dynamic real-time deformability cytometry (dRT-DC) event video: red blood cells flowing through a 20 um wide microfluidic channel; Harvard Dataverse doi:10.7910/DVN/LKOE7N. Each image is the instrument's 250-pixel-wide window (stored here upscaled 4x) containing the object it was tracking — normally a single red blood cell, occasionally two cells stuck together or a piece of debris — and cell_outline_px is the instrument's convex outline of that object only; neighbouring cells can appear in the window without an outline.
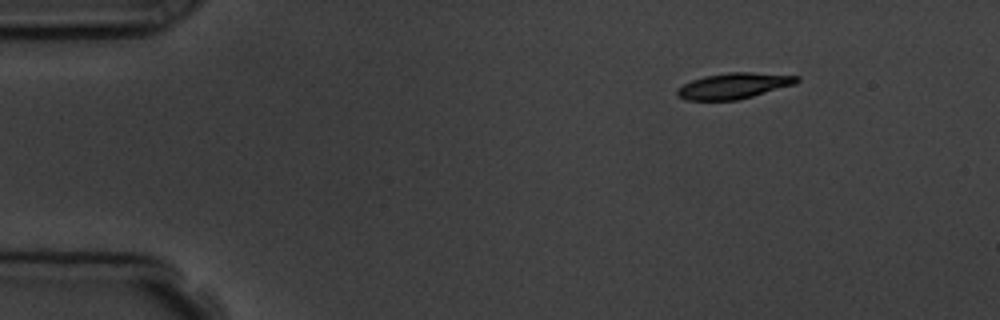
{"species": "common noctule bat (a hibernating species)", "species_latin": "Nyctalus noctula", "temperature_condition": "room temperature", "stored_images_in_passage": 3, "camera_frame_rate_fps": 3000, "um_per_image_px": 0.085, "animal": {"sex": "male", "body_mass_g": 19.5, "forearm_length_mm": 54.6}, "frame": {"image": 1, "passage_image": 1, "time_ms": 0.0, "image_size_px": [1000, 320], "cell_outline_px": [[800, 80], [796, 84], [752, 96], [736, 100], [688, 100], [676, 96], [676, 88], [692, 80], [704, 76], [728, 72], [752, 72], [800, 76]], "centroid_in_image_um": [62.37, 7.29], "position_along_channel_um": 22.6, "area_um2": 18.03}}